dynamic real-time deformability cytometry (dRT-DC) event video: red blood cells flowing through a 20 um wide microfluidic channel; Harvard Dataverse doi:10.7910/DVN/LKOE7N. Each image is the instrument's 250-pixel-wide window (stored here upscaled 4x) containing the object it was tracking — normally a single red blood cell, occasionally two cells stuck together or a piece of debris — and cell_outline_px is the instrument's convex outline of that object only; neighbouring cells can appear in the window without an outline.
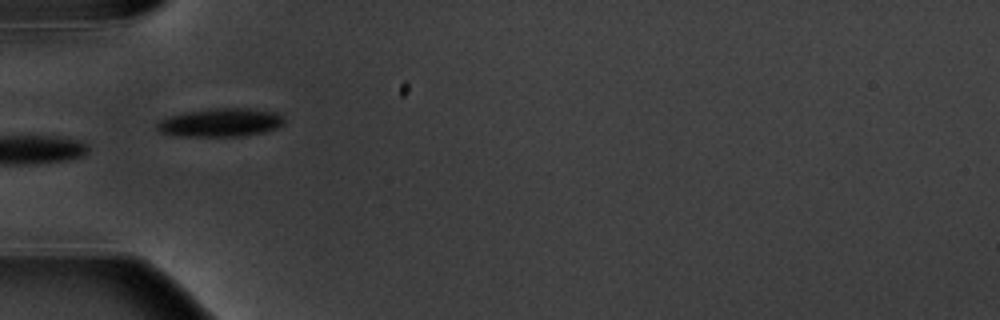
{"species": "common noctule bat (a hibernating species)", "species_latin": "Nyctalus noctula", "temperature_condition": "warm", "stored_images_in_passage": 5, "camera_frame_rate_fps": 3000, "um_per_image_px": 0.085, "animal": {"sex": "male", "body_mass_g": 20.1, "forearm_length_mm": 53.5}, "frame": {"image": 1, "passage_image": 5, "time_ms": 4.667, "image_size_px": [1000, 320], "cell_outline_px": [[284, 124], [276, 128], [264, 132], [244, 136], [176, 136], [164, 132], [156, 128], [156, 124], [160, 120], [168, 116], [184, 112], [216, 108], [252, 108], [276, 112], [284, 116]], "centroid_in_image_um": [18.78, 10.41], "position_along_channel_um": 66.2, "area_um2": 21.15}}